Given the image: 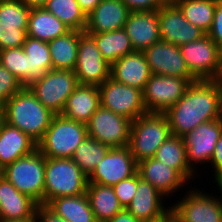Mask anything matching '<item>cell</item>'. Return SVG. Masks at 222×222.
<instances>
[{
	"label": "cell",
	"mask_w": 222,
	"mask_h": 222,
	"mask_svg": "<svg viewBox=\"0 0 222 222\" xmlns=\"http://www.w3.org/2000/svg\"><path fill=\"white\" fill-rule=\"evenodd\" d=\"M222 80L191 82L183 97L166 112L171 134L185 137L198 125L221 116Z\"/></svg>",
	"instance_id": "cell-1"
},
{
	"label": "cell",
	"mask_w": 222,
	"mask_h": 222,
	"mask_svg": "<svg viewBox=\"0 0 222 222\" xmlns=\"http://www.w3.org/2000/svg\"><path fill=\"white\" fill-rule=\"evenodd\" d=\"M5 121L17 127L38 144L53 117L56 115L46 108L31 92L23 87L3 105Z\"/></svg>",
	"instance_id": "cell-2"
},
{
	"label": "cell",
	"mask_w": 222,
	"mask_h": 222,
	"mask_svg": "<svg viewBox=\"0 0 222 222\" xmlns=\"http://www.w3.org/2000/svg\"><path fill=\"white\" fill-rule=\"evenodd\" d=\"M171 134L165 113H150L131 122L128 147L136 163L154 157L157 149Z\"/></svg>",
	"instance_id": "cell-3"
},
{
	"label": "cell",
	"mask_w": 222,
	"mask_h": 222,
	"mask_svg": "<svg viewBox=\"0 0 222 222\" xmlns=\"http://www.w3.org/2000/svg\"><path fill=\"white\" fill-rule=\"evenodd\" d=\"M88 177L72 158L45 157L44 204L64 196L86 193Z\"/></svg>",
	"instance_id": "cell-4"
},
{
	"label": "cell",
	"mask_w": 222,
	"mask_h": 222,
	"mask_svg": "<svg viewBox=\"0 0 222 222\" xmlns=\"http://www.w3.org/2000/svg\"><path fill=\"white\" fill-rule=\"evenodd\" d=\"M88 137L87 125L55 115L37 149L46 158H72L77 147Z\"/></svg>",
	"instance_id": "cell-5"
},
{
	"label": "cell",
	"mask_w": 222,
	"mask_h": 222,
	"mask_svg": "<svg viewBox=\"0 0 222 222\" xmlns=\"http://www.w3.org/2000/svg\"><path fill=\"white\" fill-rule=\"evenodd\" d=\"M2 175L19 192L37 204H44L45 156L38 149L7 165L2 169Z\"/></svg>",
	"instance_id": "cell-6"
},
{
	"label": "cell",
	"mask_w": 222,
	"mask_h": 222,
	"mask_svg": "<svg viewBox=\"0 0 222 222\" xmlns=\"http://www.w3.org/2000/svg\"><path fill=\"white\" fill-rule=\"evenodd\" d=\"M179 48L189 72L197 80H222V52L207 34Z\"/></svg>",
	"instance_id": "cell-7"
},
{
	"label": "cell",
	"mask_w": 222,
	"mask_h": 222,
	"mask_svg": "<svg viewBox=\"0 0 222 222\" xmlns=\"http://www.w3.org/2000/svg\"><path fill=\"white\" fill-rule=\"evenodd\" d=\"M77 85L74 71L52 69L32 82L28 88L46 108L58 115L63 112L68 97Z\"/></svg>",
	"instance_id": "cell-8"
},
{
	"label": "cell",
	"mask_w": 222,
	"mask_h": 222,
	"mask_svg": "<svg viewBox=\"0 0 222 222\" xmlns=\"http://www.w3.org/2000/svg\"><path fill=\"white\" fill-rule=\"evenodd\" d=\"M191 189L171 206L176 219L179 222H222V191L220 197L198 188Z\"/></svg>",
	"instance_id": "cell-9"
},
{
	"label": "cell",
	"mask_w": 222,
	"mask_h": 222,
	"mask_svg": "<svg viewBox=\"0 0 222 222\" xmlns=\"http://www.w3.org/2000/svg\"><path fill=\"white\" fill-rule=\"evenodd\" d=\"M101 106L131 121L147 113L142 90L109 77L98 86Z\"/></svg>",
	"instance_id": "cell-10"
},
{
	"label": "cell",
	"mask_w": 222,
	"mask_h": 222,
	"mask_svg": "<svg viewBox=\"0 0 222 222\" xmlns=\"http://www.w3.org/2000/svg\"><path fill=\"white\" fill-rule=\"evenodd\" d=\"M189 85L184 78L152 74L142 91L146 111L165 113L183 97Z\"/></svg>",
	"instance_id": "cell-11"
},
{
	"label": "cell",
	"mask_w": 222,
	"mask_h": 222,
	"mask_svg": "<svg viewBox=\"0 0 222 222\" xmlns=\"http://www.w3.org/2000/svg\"><path fill=\"white\" fill-rule=\"evenodd\" d=\"M131 120L100 106L86 124L88 137L110 148L129 144Z\"/></svg>",
	"instance_id": "cell-12"
},
{
	"label": "cell",
	"mask_w": 222,
	"mask_h": 222,
	"mask_svg": "<svg viewBox=\"0 0 222 222\" xmlns=\"http://www.w3.org/2000/svg\"><path fill=\"white\" fill-rule=\"evenodd\" d=\"M111 65L103 58L94 38L79 32L77 61L74 67L78 84L101 85L110 77Z\"/></svg>",
	"instance_id": "cell-13"
},
{
	"label": "cell",
	"mask_w": 222,
	"mask_h": 222,
	"mask_svg": "<svg viewBox=\"0 0 222 222\" xmlns=\"http://www.w3.org/2000/svg\"><path fill=\"white\" fill-rule=\"evenodd\" d=\"M30 11L20 0L0 2V50L23 46Z\"/></svg>",
	"instance_id": "cell-14"
},
{
	"label": "cell",
	"mask_w": 222,
	"mask_h": 222,
	"mask_svg": "<svg viewBox=\"0 0 222 222\" xmlns=\"http://www.w3.org/2000/svg\"><path fill=\"white\" fill-rule=\"evenodd\" d=\"M161 40L180 46L201 39L206 33L185 19L180 9L168 0L158 9Z\"/></svg>",
	"instance_id": "cell-15"
},
{
	"label": "cell",
	"mask_w": 222,
	"mask_h": 222,
	"mask_svg": "<svg viewBox=\"0 0 222 222\" xmlns=\"http://www.w3.org/2000/svg\"><path fill=\"white\" fill-rule=\"evenodd\" d=\"M136 172L137 163L128 146L110 148L88 177V183L113 186Z\"/></svg>",
	"instance_id": "cell-16"
},
{
	"label": "cell",
	"mask_w": 222,
	"mask_h": 222,
	"mask_svg": "<svg viewBox=\"0 0 222 222\" xmlns=\"http://www.w3.org/2000/svg\"><path fill=\"white\" fill-rule=\"evenodd\" d=\"M143 53L152 74L180 77L190 83L197 80L189 72L179 46L160 40Z\"/></svg>",
	"instance_id": "cell-17"
},
{
	"label": "cell",
	"mask_w": 222,
	"mask_h": 222,
	"mask_svg": "<svg viewBox=\"0 0 222 222\" xmlns=\"http://www.w3.org/2000/svg\"><path fill=\"white\" fill-rule=\"evenodd\" d=\"M222 135V120L206 121L183 137L187 152V161L194 170L197 163H209L216 143ZM206 162V163H205ZM195 164V165H194Z\"/></svg>",
	"instance_id": "cell-18"
},
{
	"label": "cell",
	"mask_w": 222,
	"mask_h": 222,
	"mask_svg": "<svg viewBox=\"0 0 222 222\" xmlns=\"http://www.w3.org/2000/svg\"><path fill=\"white\" fill-rule=\"evenodd\" d=\"M164 199L165 197L149 182L142 180L137 172V189L126 210L142 222L155 221L171 210L170 205L168 208L164 205Z\"/></svg>",
	"instance_id": "cell-19"
},
{
	"label": "cell",
	"mask_w": 222,
	"mask_h": 222,
	"mask_svg": "<svg viewBox=\"0 0 222 222\" xmlns=\"http://www.w3.org/2000/svg\"><path fill=\"white\" fill-rule=\"evenodd\" d=\"M124 29L134 51H144L161 40L157 10L131 11Z\"/></svg>",
	"instance_id": "cell-20"
},
{
	"label": "cell",
	"mask_w": 222,
	"mask_h": 222,
	"mask_svg": "<svg viewBox=\"0 0 222 222\" xmlns=\"http://www.w3.org/2000/svg\"><path fill=\"white\" fill-rule=\"evenodd\" d=\"M137 172L142 180L149 182L164 197L173 196L188 182L176 169L153 157L139 162Z\"/></svg>",
	"instance_id": "cell-21"
},
{
	"label": "cell",
	"mask_w": 222,
	"mask_h": 222,
	"mask_svg": "<svg viewBox=\"0 0 222 222\" xmlns=\"http://www.w3.org/2000/svg\"><path fill=\"white\" fill-rule=\"evenodd\" d=\"M130 9L122 0H102L86 17V33H103L122 29Z\"/></svg>",
	"instance_id": "cell-22"
},
{
	"label": "cell",
	"mask_w": 222,
	"mask_h": 222,
	"mask_svg": "<svg viewBox=\"0 0 222 222\" xmlns=\"http://www.w3.org/2000/svg\"><path fill=\"white\" fill-rule=\"evenodd\" d=\"M152 72L143 51H134L111 65L110 77L128 86L144 90Z\"/></svg>",
	"instance_id": "cell-23"
},
{
	"label": "cell",
	"mask_w": 222,
	"mask_h": 222,
	"mask_svg": "<svg viewBox=\"0 0 222 222\" xmlns=\"http://www.w3.org/2000/svg\"><path fill=\"white\" fill-rule=\"evenodd\" d=\"M38 204L19 192L3 175L0 177V219L34 220Z\"/></svg>",
	"instance_id": "cell-24"
},
{
	"label": "cell",
	"mask_w": 222,
	"mask_h": 222,
	"mask_svg": "<svg viewBox=\"0 0 222 222\" xmlns=\"http://www.w3.org/2000/svg\"><path fill=\"white\" fill-rule=\"evenodd\" d=\"M100 106L98 86L78 84L68 97L61 115L67 119L87 124Z\"/></svg>",
	"instance_id": "cell-25"
},
{
	"label": "cell",
	"mask_w": 222,
	"mask_h": 222,
	"mask_svg": "<svg viewBox=\"0 0 222 222\" xmlns=\"http://www.w3.org/2000/svg\"><path fill=\"white\" fill-rule=\"evenodd\" d=\"M37 149V144L17 127L4 123L0 132V167L4 169L18 158Z\"/></svg>",
	"instance_id": "cell-26"
},
{
	"label": "cell",
	"mask_w": 222,
	"mask_h": 222,
	"mask_svg": "<svg viewBox=\"0 0 222 222\" xmlns=\"http://www.w3.org/2000/svg\"><path fill=\"white\" fill-rule=\"evenodd\" d=\"M69 31L70 29L62 21L43 7L31 8L26 31L27 36L50 42Z\"/></svg>",
	"instance_id": "cell-27"
},
{
	"label": "cell",
	"mask_w": 222,
	"mask_h": 222,
	"mask_svg": "<svg viewBox=\"0 0 222 222\" xmlns=\"http://www.w3.org/2000/svg\"><path fill=\"white\" fill-rule=\"evenodd\" d=\"M86 195L97 222H108L123 210L112 186L88 183Z\"/></svg>",
	"instance_id": "cell-28"
},
{
	"label": "cell",
	"mask_w": 222,
	"mask_h": 222,
	"mask_svg": "<svg viewBox=\"0 0 222 222\" xmlns=\"http://www.w3.org/2000/svg\"><path fill=\"white\" fill-rule=\"evenodd\" d=\"M153 158L176 169L188 182L195 177L196 171L188 164L185 142L181 137L170 135Z\"/></svg>",
	"instance_id": "cell-29"
},
{
	"label": "cell",
	"mask_w": 222,
	"mask_h": 222,
	"mask_svg": "<svg viewBox=\"0 0 222 222\" xmlns=\"http://www.w3.org/2000/svg\"><path fill=\"white\" fill-rule=\"evenodd\" d=\"M47 206L69 222H97L86 193L55 198Z\"/></svg>",
	"instance_id": "cell-30"
},
{
	"label": "cell",
	"mask_w": 222,
	"mask_h": 222,
	"mask_svg": "<svg viewBox=\"0 0 222 222\" xmlns=\"http://www.w3.org/2000/svg\"><path fill=\"white\" fill-rule=\"evenodd\" d=\"M79 31L70 30L48 42L52 69L74 70L77 61Z\"/></svg>",
	"instance_id": "cell-31"
},
{
	"label": "cell",
	"mask_w": 222,
	"mask_h": 222,
	"mask_svg": "<svg viewBox=\"0 0 222 222\" xmlns=\"http://www.w3.org/2000/svg\"><path fill=\"white\" fill-rule=\"evenodd\" d=\"M88 34L94 38L104 60L109 65L115 63L122 56L134 52L130 38L124 28L110 32Z\"/></svg>",
	"instance_id": "cell-32"
},
{
	"label": "cell",
	"mask_w": 222,
	"mask_h": 222,
	"mask_svg": "<svg viewBox=\"0 0 222 222\" xmlns=\"http://www.w3.org/2000/svg\"><path fill=\"white\" fill-rule=\"evenodd\" d=\"M22 47L27 55L29 86L32 82L42 77L47 71L52 70V60L48 42L27 36Z\"/></svg>",
	"instance_id": "cell-33"
},
{
	"label": "cell",
	"mask_w": 222,
	"mask_h": 222,
	"mask_svg": "<svg viewBox=\"0 0 222 222\" xmlns=\"http://www.w3.org/2000/svg\"><path fill=\"white\" fill-rule=\"evenodd\" d=\"M187 21L203 30L210 31L218 0H172Z\"/></svg>",
	"instance_id": "cell-34"
},
{
	"label": "cell",
	"mask_w": 222,
	"mask_h": 222,
	"mask_svg": "<svg viewBox=\"0 0 222 222\" xmlns=\"http://www.w3.org/2000/svg\"><path fill=\"white\" fill-rule=\"evenodd\" d=\"M43 8L62 21L70 30L84 32L86 16L76 0H46Z\"/></svg>",
	"instance_id": "cell-35"
},
{
	"label": "cell",
	"mask_w": 222,
	"mask_h": 222,
	"mask_svg": "<svg viewBox=\"0 0 222 222\" xmlns=\"http://www.w3.org/2000/svg\"><path fill=\"white\" fill-rule=\"evenodd\" d=\"M109 149V146L87 137L75 150L72 160L89 177Z\"/></svg>",
	"instance_id": "cell-36"
},
{
	"label": "cell",
	"mask_w": 222,
	"mask_h": 222,
	"mask_svg": "<svg viewBox=\"0 0 222 222\" xmlns=\"http://www.w3.org/2000/svg\"><path fill=\"white\" fill-rule=\"evenodd\" d=\"M0 64L28 87V63L23 47L0 50Z\"/></svg>",
	"instance_id": "cell-37"
},
{
	"label": "cell",
	"mask_w": 222,
	"mask_h": 222,
	"mask_svg": "<svg viewBox=\"0 0 222 222\" xmlns=\"http://www.w3.org/2000/svg\"><path fill=\"white\" fill-rule=\"evenodd\" d=\"M23 87L17 78L0 64V106H3Z\"/></svg>",
	"instance_id": "cell-38"
},
{
	"label": "cell",
	"mask_w": 222,
	"mask_h": 222,
	"mask_svg": "<svg viewBox=\"0 0 222 222\" xmlns=\"http://www.w3.org/2000/svg\"><path fill=\"white\" fill-rule=\"evenodd\" d=\"M112 188L114 189L119 203L121 204L123 209H126L132 201L137 189V172L133 176L113 185Z\"/></svg>",
	"instance_id": "cell-39"
},
{
	"label": "cell",
	"mask_w": 222,
	"mask_h": 222,
	"mask_svg": "<svg viewBox=\"0 0 222 222\" xmlns=\"http://www.w3.org/2000/svg\"><path fill=\"white\" fill-rule=\"evenodd\" d=\"M207 35L217 44L222 52V0H218L214 12V18Z\"/></svg>",
	"instance_id": "cell-40"
},
{
	"label": "cell",
	"mask_w": 222,
	"mask_h": 222,
	"mask_svg": "<svg viewBox=\"0 0 222 222\" xmlns=\"http://www.w3.org/2000/svg\"><path fill=\"white\" fill-rule=\"evenodd\" d=\"M34 222H69L56 214L46 204H38L35 208Z\"/></svg>",
	"instance_id": "cell-41"
},
{
	"label": "cell",
	"mask_w": 222,
	"mask_h": 222,
	"mask_svg": "<svg viewBox=\"0 0 222 222\" xmlns=\"http://www.w3.org/2000/svg\"><path fill=\"white\" fill-rule=\"evenodd\" d=\"M130 11H151L157 10L168 0H122Z\"/></svg>",
	"instance_id": "cell-42"
},
{
	"label": "cell",
	"mask_w": 222,
	"mask_h": 222,
	"mask_svg": "<svg viewBox=\"0 0 222 222\" xmlns=\"http://www.w3.org/2000/svg\"><path fill=\"white\" fill-rule=\"evenodd\" d=\"M212 166V169H214L213 174L215 176V182H219L222 179V135L220 136V139L216 143L215 149L213 151L212 157L210 162Z\"/></svg>",
	"instance_id": "cell-43"
},
{
	"label": "cell",
	"mask_w": 222,
	"mask_h": 222,
	"mask_svg": "<svg viewBox=\"0 0 222 222\" xmlns=\"http://www.w3.org/2000/svg\"><path fill=\"white\" fill-rule=\"evenodd\" d=\"M108 222H142L141 220L135 218L131 213L126 209L118 212L113 218Z\"/></svg>",
	"instance_id": "cell-44"
},
{
	"label": "cell",
	"mask_w": 222,
	"mask_h": 222,
	"mask_svg": "<svg viewBox=\"0 0 222 222\" xmlns=\"http://www.w3.org/2000/svg\"><path fill=\"white\" fill-rule=\"evenodd\" d=\"M81 11L87 17L102 0H76Z\"/></svg>",
	"instance_id": "cell-45"
},
{
	"label": "cell",
	"mask_w": 222,
	"mask_h": 222,
	"mask_svg": "<svg viewBox=\"0 0 222 222\" xmlns=\"http://www.w3.org/2000/svg\"><path fill=\"white\" fill-rule=\"evenodd\" d=\"M20 1L30 8L43 7L44 4L46 3V0H20Z\"/></svg>",
	"instance_id": "cell-46"
},
{
	"label": "cell",
	"mask_w": 222,
	"mask_h": 222,
	"mask_svg": "<svg viewBox=\"0 0 222 222\" xmlns=\"http://www.w3.org/2000/svg\"><path fill=\"white\" fill-rule=\"evenodd\" d=\"M174 217H175L174 212L172 210H170L162 218L155 220V221H148V222H170Z\"/></svg>",
	"instance_id": "cell-47"
},
{
	"label": "cell",
	"mask_w": 222,
	"mask_h": 222,
	"mask_svg": "<svg viewBox=\"0 0 222 222\" xmlns=\"http://www.w3.org/2000/svg\"><path fill=\"white\" fill-rule=\"evenodd\" d=\"M5 122L6 121H5L4 109H3V106H0V132Z\"/></svg>",
	"instance_id": "cell-48"
},
{
	"label": "cell",
	"mask_w": 222,
	"mask_h": 222,
	"mask_svg": "<svg viewBox=\"0 0 222 222\" xmlns=\"http://www.w3.org/2000/svg\"><path fill=\"white\" fill-rule=\"evenodd\" d=\"M0 222H34V220H8V219H0Z\"/></svg>",
	"instance_id": "cell-49"
},
{
	"label": "cell",
	"mask_w": 222,
	"mask_h": 222,
	"mask_svg": "<svg viewBox=\"0 0 222 222\" xmlns=\"http://www.w3.org/2000/svg\"><path fill=\"white\" fill-rule=\"evenodd\" d=\"M216 184H217L216 186L219 187L218 189L222 191V179L219 182H217Z\"/></svg>",
	"instance_id": "cell-50"
},
{
	"label": "cell",
	"mask_w": 222,
	"mask_h": 222,
	"mask_svg": "<svg viewBox=\"0 0 222 222\" xmlns=\"http://www.w3.org/2000/svg\"><path fill=\"white\" fill-rule=\"evenodd\" d=\"M170 222H179L176 217H174Z\"/></svg>",
	"instance_id": "cell-51"
},
{
	"label": "cell",
	"mask_w": 222,
	"mask_h": 222,
	"mask_svg": "<svg viewBox=\"0 0 222 222\" xmlns=\"http://www.w3.org/2000/svg\"><path fill=\"white\" fill-rule=\"evenodd\" d=\"M220 119L222 120V99H221V116Z\"/></svg>",
	"instance_id": "cell-52"
},
{
	"label": "cell",
	"mask_w": 222,
	"mask_h": 222,
	"mask_svg": "<svg viewBox=\"0 0 222 222\" xmlns=\"http://www.w3.org/2000/svg\"><path fill=\"white\" fill-rule=\"evenodd\" d=\"M2 176V168L0 167V177Z\"/></svg>",
	"instance_id": "cell-53"
},
{
	"label": "cell",
	"mask_w": 222,
	"mask_h": 222,
	"mask_svg": "<svg viewBox=\"0 0 222 222\" xmlns=\"http://www.w3.org/2000/svg\"><path fill=\"white\" fill-rule=\"evenodd\" d=\"M3 1H13V0H0V2H3Z\"/></svg>",
	"instance_id": "cell-54"
}]
</instances>
